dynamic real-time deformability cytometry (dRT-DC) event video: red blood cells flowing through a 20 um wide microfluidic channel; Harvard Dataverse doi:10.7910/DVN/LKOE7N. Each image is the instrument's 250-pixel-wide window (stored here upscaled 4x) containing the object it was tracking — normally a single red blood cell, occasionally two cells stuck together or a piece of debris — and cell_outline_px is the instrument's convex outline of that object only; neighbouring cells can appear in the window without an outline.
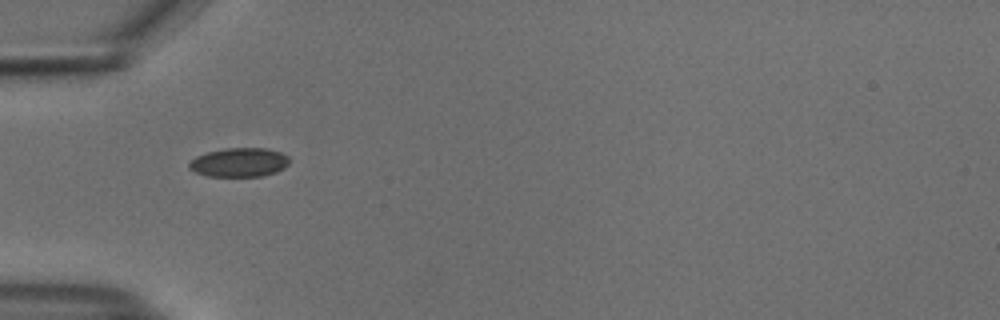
{"species": "common noctule bat (a hibernating species)", "species_latin": "Nyctalus noctula", "temperature_condition": "cold", "stored_images_in_passage": 38, "camera_frame_rate_fps": 3000, "um_per_image_px": 0.085, "animal": {"sex": "male", "body_mass_g": 18.8}, "frame": {"image": 1, "passage_image": 1, "time_ms": 0.0, "image_size_px": [1000, 320], "cell_outline_px": [[288, 164], [284, 168], [276, 172], [260, 176], [208, 176], [196, 172], [188, 168], [188, 164], [196, 156], [208, 152], [224, 148], [268, 148], [280, 152], [288, 156]], "centroid_in_image_um": [20.33, 13.79], "position_along_channel_um": 64.7, "area_um2": 16.88}}
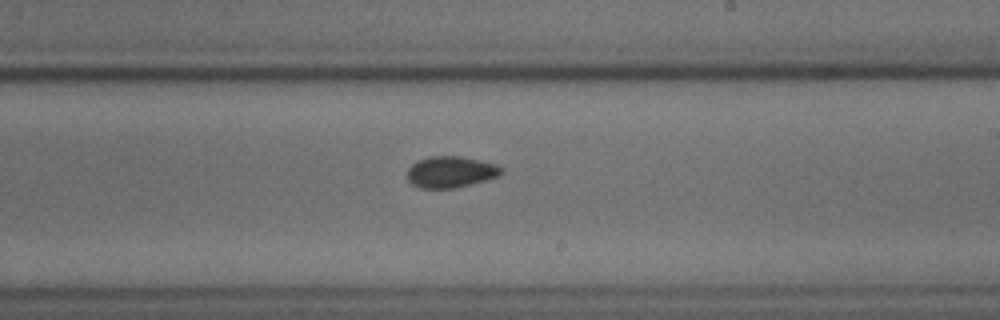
{"frame": {"image": 2, "passage_image": 16, "time_ms": 5.0, "image_size_px": [1000, 320], "cell_outline_px": [[504, 172], [500, 176], [488, 180], [452, 188], [420, 188], [412, 184], [408, 180], [408, 168], [412, 164], [428, 156], [460, 156], [500, 164], [504, 168]], "centroid_in_image_um": [38.38, 14.61], "position_along_channel_um": 250.6, "area_um2": 17.4}}
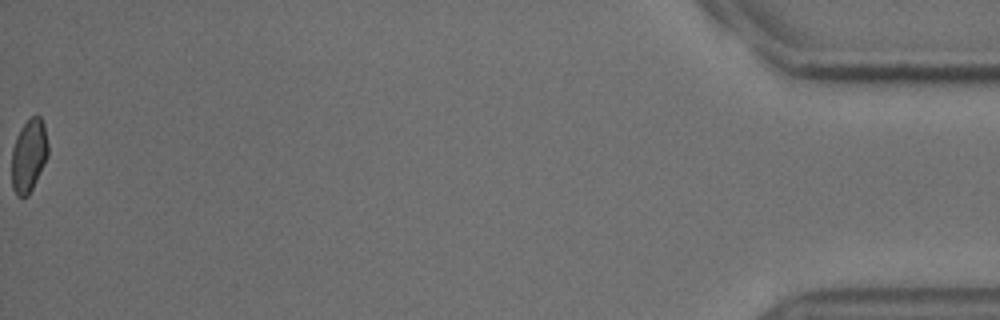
{"frame": {"image": 3, "passage_image": 38, "time_ms": 12.333, "image_size_px": [1000, 320], "cell_outline_px": [[48, 156], [28, 196], [16, 196], [12, 188], [12, 148], [16, 136], [20, 128], [36, 112], [40, 116], [44, 124], [48, 144]], "centroid_in_image_um": [2.44, 13.19], "position_along_channel_um": 432.8, "area_um2": 15.55}, "authors_computed_cell_mechanics": {"area_um2": 16.6753, "velocity_mm_per_s": 3.7496, "shape_relaxation_time_tau1_ms": null, "shape_relaxation_time_tau2_ms": 1.7358, "deformation_change_tau1": null, "deformation_change_tau2": 0.043}}